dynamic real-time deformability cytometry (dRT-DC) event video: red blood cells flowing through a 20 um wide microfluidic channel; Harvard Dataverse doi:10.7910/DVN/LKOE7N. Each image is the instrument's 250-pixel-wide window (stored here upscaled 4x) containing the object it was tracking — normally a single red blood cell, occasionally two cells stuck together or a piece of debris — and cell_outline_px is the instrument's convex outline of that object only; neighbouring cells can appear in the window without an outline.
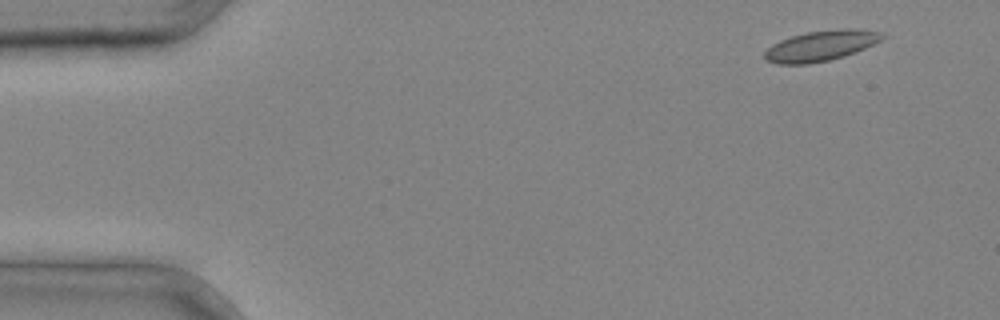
{"species": "common noctule bat (a hibernating species)", "species_latin": "Nyctalus noctula", "temperature_condition": "cold", "stored_images_in_passage": 3, "camera_frame_rate_fps": 3000, "um_per_image_px": 0.085, "animal": {"sex": "male", "body_mass_g": 20.4}, "frame": {"image": 1, "passage_image": 1, "time_ms": 0.0, "image_size_px": [1000, 320], "cell_outline_px": [[888, 36], [856, 52], [844, 56], [828, 60], [808, 64], [776, 64], [764, 60], [764, 52], [772, 44], [780, 40], [792, 36], [808, 32], [844, 28], [856, 28], [880, 32]], "centroid_in_image_um": [69.76, 3.89], "position_along_channel_um": 15.2, "area_um2": 20.87}}